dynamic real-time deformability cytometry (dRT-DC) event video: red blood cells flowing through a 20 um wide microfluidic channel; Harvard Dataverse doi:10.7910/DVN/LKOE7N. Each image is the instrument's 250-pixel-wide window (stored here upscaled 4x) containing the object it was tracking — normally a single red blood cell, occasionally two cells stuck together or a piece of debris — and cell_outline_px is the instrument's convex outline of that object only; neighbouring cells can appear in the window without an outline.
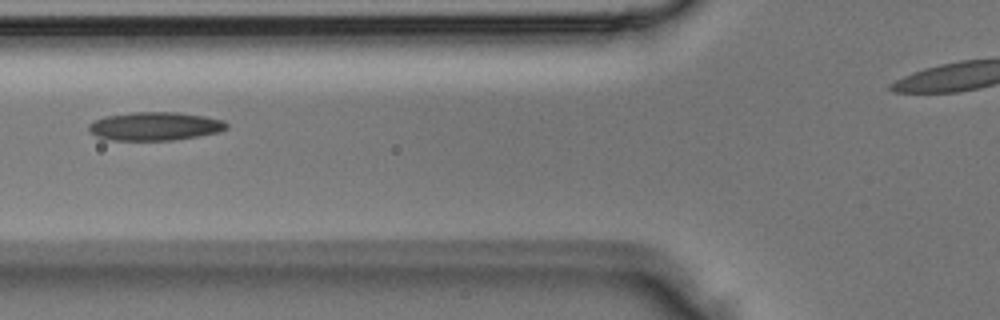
{"species": "Egyptian fruit bat (a non-hibernating species)", "species_latin": "Rousettus aegyptiacus", "temperature_condition": "room temperature", "stored_images_in_passage": 6, "segment_of_instrument_passage": [1, 2], "camera_frame_rate_fps": 3000, "um_per_image_px": 0.085, "animal": {"sex": "male"}, "frame": {"image": 1, "passage_image": 5, "time_ms": 1.333, "image_size_px": [1000, 320], "cell_outline_px": [[228, 128], [220, 132], [200, 136], [176, 140], [112, 140], [96, 136], [88, 128], [88, 124], [104, 116], [132, 112], [180, 112], [204, 116], [224, 120], [228, 124]], "centroid_in_image_um": [13.22, 10.73], "position_along_channel_um": 112.6, "area_um2": 23.0}}